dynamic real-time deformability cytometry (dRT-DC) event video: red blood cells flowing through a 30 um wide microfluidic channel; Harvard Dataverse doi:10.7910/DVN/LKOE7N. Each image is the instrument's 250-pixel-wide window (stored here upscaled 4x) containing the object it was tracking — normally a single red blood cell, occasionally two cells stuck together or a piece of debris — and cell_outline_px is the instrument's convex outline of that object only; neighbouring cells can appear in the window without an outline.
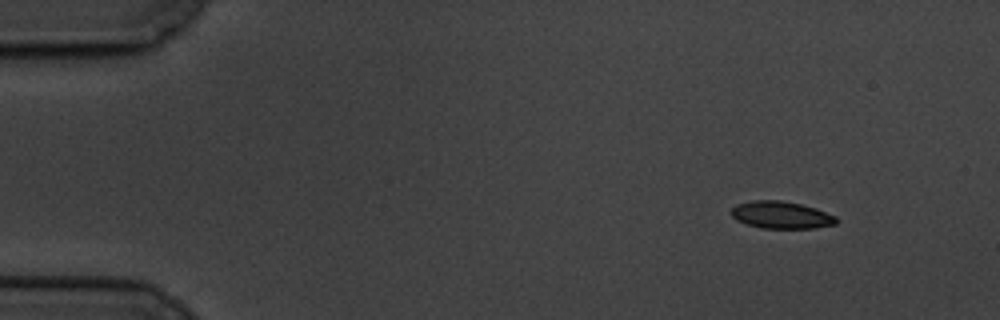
{"species": "common noctule bat (a hibernating species)", "species_latin": "Nyctalus noctula", "temperature_condition": "cold", "stored_images_in_passage": 4, "camera_frame_rate_fps": 3000, "um_per_image_px": 0.085, "animal": {"sex": "male", "body_mass_g": 19.5, "forearm_length_mm": 54.6}, "frame": {"image": 1, "passage_image": 1, "time_ms": 0.0, "image_size_px": [1000, 320], "cell_outline_px": [[840, 220], [836, 224], [812, 228], [760, 228], [736, 220], [732, 216], [732, 208], [736, 204], [752, 200], [780, 200], [800, 204], [816, 208], [836, 216]], "centroid_in_image_um": [66.42, 18.27], "position_along_channel_um": 18.6, "area_um2": 16.7}}
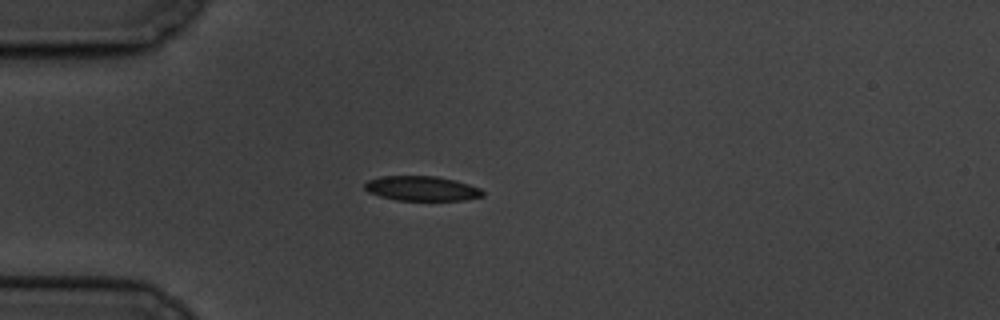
{"frame": {"image": 2, "passage_image": 4, "time_ms": 3.333, "image_size_px": [1000, 320], "cell_outline_px": [[484, 196], [464, 200], [396, 200], [380, 196], [368, 192], [364, 188], [364, 184], [368, 180], [380, 176], [436, 176], [456, 180], [480, 188], [484, 192]], "centroid_in_image_um": [35.85, 16.01], "position_along_channel_um": 49.2, "area_um2": 17.05}}